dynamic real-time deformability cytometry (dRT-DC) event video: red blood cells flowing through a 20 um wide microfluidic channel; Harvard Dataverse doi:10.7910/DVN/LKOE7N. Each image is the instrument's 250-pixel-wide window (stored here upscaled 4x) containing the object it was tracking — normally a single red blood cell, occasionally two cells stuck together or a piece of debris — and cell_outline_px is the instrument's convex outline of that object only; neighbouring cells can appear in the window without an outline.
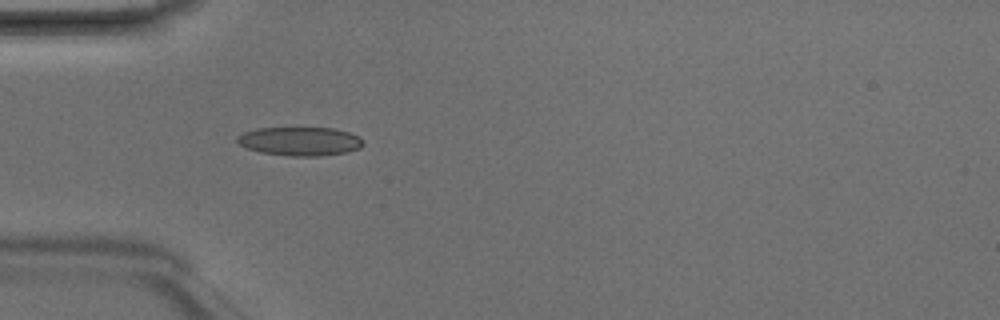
{"species": "Egyptian fruit bat (a non-hibernating species)", "species_latin": "Rousettus aegyptiacus", "temperature_condition": "room temperature", "stored_images_in_passage": 4, "camera_frame_rate_fps": 3000, "um_per_image_px": 0.085, "animal": {"sex": "male"}, "frame": {"image": 1, "passage_image": 4, "time_ms": 1.0, "image_size_px": [1000, 320], "cell_outline_px": [[364, 144], [360, 148], [348, 152], [320, 156], [292, 156], [260, 152], [244, 148], [236, 140], [236, 136], [244, 132], [256, 128], [332, 128], [348, 132], [360, 136], [364, 140]], "centroid_in_image_um": [25.5, 12.01], "position_along_channel_um": 59.5, "area_um2": 21.27}}